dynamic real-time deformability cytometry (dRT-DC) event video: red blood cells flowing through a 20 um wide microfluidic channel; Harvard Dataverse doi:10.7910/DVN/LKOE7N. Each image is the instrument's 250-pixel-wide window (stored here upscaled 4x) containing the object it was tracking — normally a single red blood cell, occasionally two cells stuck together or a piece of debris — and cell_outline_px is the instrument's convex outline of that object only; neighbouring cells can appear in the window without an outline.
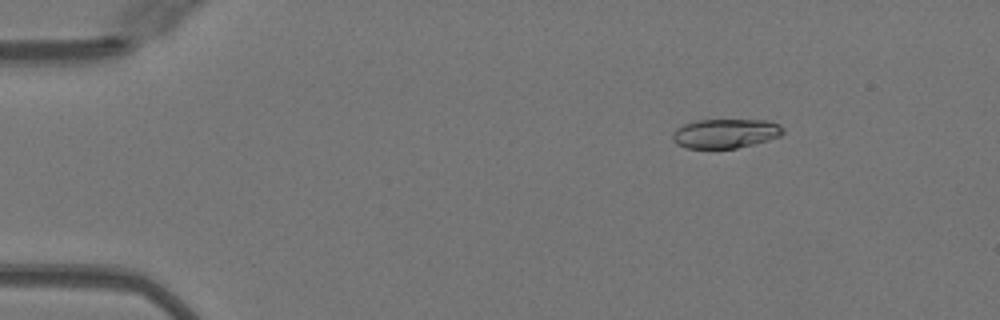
{"species": "Egyptian fruit bat (a non-hibernating species)", "species_latin": "Rousettus aegyptiacus", "temperature_condition": "warm", "stored_images_in_passage": 50, "camera_frame_rate_fps": 3000, "um_per_image_px": 0.085, "animal": {"sex": "female"}, "frame": {"image": 1, "passage_image": 7, "time_ms": 2.0, "image_size_px": [1000, 320], "cell_outline_px": [[784, 132], [780, 136], [768, 140], [736, 148], [688, 148], [676, 144], [672, 140], [672, 132], [676, 128], [684, 124], [696, 120], [768, 120], [780, 124], [784, 128]], "centroid_in_image_um": [61.66, 11.33], "position_along_channel_um": 23.3, "area_um2": 18.96}}
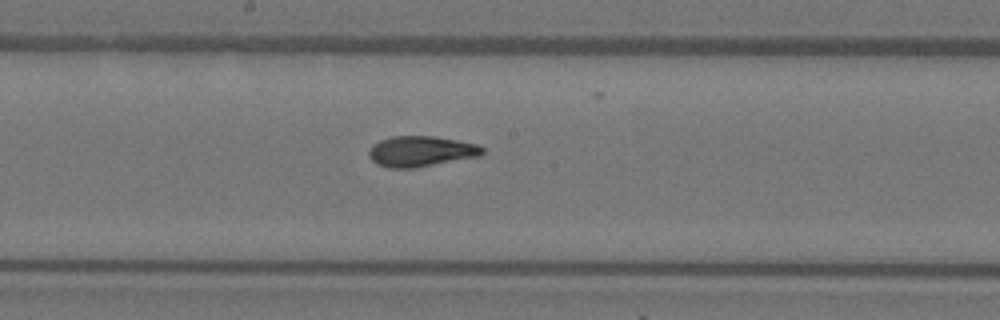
{"frame": {"image": 2, "passage_image": 27, "time_ms": 8.667, "image_size_px": [1000, 320], "cell_outline_px": [[484, 152], [480, 156], [412, 168], [388, 168], [376, 164], [368, 156], [368, 152], [372, 144], [380, 140], [392, 136], [436, 136], [476, 144], [484, 148]], "centroid_in_image_um": [35.74, 12.86], "position_along_channel_um": 212.5, "area_um2": 20.23}}
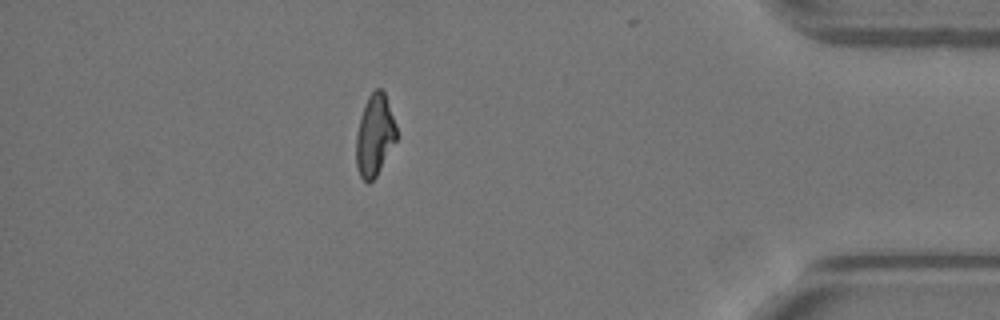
{"frame": {"image": 3, "passage_image": 44, "time_ms": 14.333, "image_size_px": [1000, 320], "cell_outline_px": [[396, 140], [376, 176], [368, 184], [360, 176], [356, 168], [356, 136], [360, 116], [364, 104], [368, 96], [376, 88], [380, 88], [384, 92], [396, 124]], "centroid_in_image_um": [31.83, 11.5], "position_along_channel_um": 403.4, "area_um2": 19.07}, "authors_computed_cell_mechanics": {"area_um2": 19.6809, "velocity_mm_per_s": 4.0831, "shape_relaxation_time_tau1_ms": 6.7447, "shape_relaxation_time_tau2_ms": 1.579, "deformation_change_tau1": 0.2334, "deformation_change_tau2": 0.0844}}